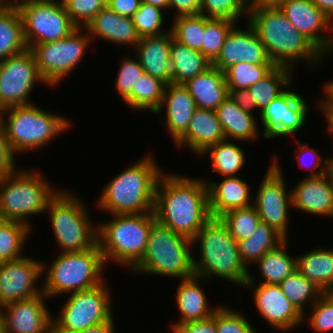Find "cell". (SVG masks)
Wrapping results in <instances>:
<instances>
[{"label": "cell", "mask_w": 333, "mask_h": 333, "mask_svg": "<svg viewBox=\"0 0 333 333\" xmlns=\"http://www.w3.org/2000/svg\"><path fill=\"white\" fill-rule=\"evenodd\" d=\"M197 178L163 171L154 198L156 220L191 240L211 218L207 184Z\"/></svg>", "instance_id": "obj_1"}, {"label": "cell", "mask_w": 333, "mask_h": 333, "mask_svg": "<svg viewBox=\"0 0 333 333\" xmlns=\"http://www.w3.org/2000/svg\"><path fill=\"white\" fill-rule=\"evenodd\" d=\"M246 19L275 66L296 70V63L304 62L310 70H313L312 68L318 67L326 59L301 32L294 28L278 7L266 6L251 0Z\"/></svg>", "instance_id": "obj_2"}, {"label": "cell", "mask_w": 333, "mask_h": 333, "mask_svg": "<svg viewBox=\"0 0 333 333\" xmlns=\"http://www.w3.org/2000/svg\"><path fill=\"white\" fill-rule=\"evenodd\" d=\"M150 154L108 182L96 202L99 211L110 215L153 212L155 188L163 169Z\"/></svg>", "instance_id": "obj_3"}, {"label": "cell", "mask_w": 333, "mask_h": 333, "mask_svg": "<svg viewBox=\"0 0 333 333\" xmlns=\"http://www.w3.org/2000/svg\"><path fill=\"white\" fill-rule=\"evenodd\" d=\"M192 243L193 248L197 245L200 251L199 260L193 256L194 276L206 280L219 277L244 286L250 270L241 261L238 242L220 218L211 217L192 239Z\"/></svg>", "instance_id": "obj_4"}, {"label": "cell", "mask_w": 333, "mask_h": 333, "mask_svg": "<svg viewBox=\"0 0 333 333\" xmlns=\"http://www.w3.org/2000/svg\"><path fill=\"white\" fill-rule=\"evenodd\" d=\"M71 120L38 105L25 104L0 111V123L15 154L34 151L70 130ZM49 142V143H48Z\"/></svg>", "instance_id": "obj_5"}, {"label": "cell", "mask_w": 333, "mask_h": 333, "mask_svg": "<svg viewBox=\"0 0 333 333\" xmlns=\"http://www.w3.org/2000/svg\"><path fill=\"white\" fill-rule=\"evenodd\" d=\"M110 216L112 220L97 225L103 260L106 265L113 261L132 270L144 256L150 228L156 220L154 212Z\"/></svg>", "instance_id": "obj_6"}, {"label": "cell", "mask_w": 333, "mask_h": 333, "mask_svg": "<svg viewBox=\"0 0 333 333\" xmlns=\"http://www.w3.org/2000/svg\"><path fill=\"white\" fill-rule=\"evenodd\" d=\"M57 256L49 266L42 262L45 275L41 286L48 298L90 289L105 280L106 264L98 243L89 250L61 252Z\"/></svg>", "instance_id": "obj_7"}, {"label": "cell", "mask_w": 333, "mask_h": 333, "mask_svg": "<svg viewBox=\"0 0 333 333\" xmlns=\"http://www.w3.org/2000/svg\"><path fill=\"white\" fill-rule=\"evenodd\" d=\"M192 240L173 232L157 220L152 223L146 250L131 270L135 274L189 279L194 276Z\"/></svg>", "instance_id": "obj_8"}, {"label": "cell", "mask_w": 333, "mask_h": 333, "mask_svg": "<svg viewBox=\"0 0 333 333\" xmlns=\"http://www.w3.org/2000/svg\"><path fill=\"white\" fill-rule=\"evenodd\" d=\"M40 171L18 169L0 178V219L19 221L29 227L35 215L46 213L49 201L60 189L52 185Z\"/></svg>", "instance_id": "obj_9"}, {"label": "cell", "mask_w": 333, "mask_h": 333, "mask_svg": "<svg viewBox=\"0 0 333 333\" xmlns=\"http://www.w3.org/2000/svg\"><path fill=\"white\" fill-rule=\"evenodd\" d=\"M83 200L61 189L49 201L46 212L50 220L59 252H82L97 244V225L91 222Z\"/></svg>", "instance_id": "obj_10"}, {"label": "cell", "mask_w": 333, "mask_h": 333, "mask_svg": "<svg viewBox=\"0 0 333 333\" xmlns=\"http://www.w3.org/2000/svg\"><path fill=\"white\" fill-rule=\"evenodd\" d=\"M106 279L98 286L70 293L52 318L54 333H79L114 319L112 295ZM55 319V320H54Z\"/></svg>", "instance_id": "obj_11"}, {"label": "cell", "mask_w": 333, "mask_h": 333, "mask_svg": "<svg viewBox=\"0 0 333 333\" xmlns=\"http://www.w3.org/2000/svg\"><path fill=\"white\" fill-rule=\"evenodd\" d=\"M91 42L85 28H76L65 38L32 46L30 50L45 83L49 87L59 85L81 63Z\"/></svg>", "instance_id": "obj_12"}, {"label": "cell", "mask_w": 333, "mask_h": 333, "mask_svg": "<svg viewBox=\"0 0 333 333\" xmlns=\"http://www.w3.org/2000/svg\"><path fill=\"white\" fill-rule=\"evenodd\" d=\"M17 6L29 49L70 35L78 28L70 19L65 6L54 0H13Z\"/></svg>", "instance_id": "obj_13"}, {"label": "cell", "mask_w": 333, "mask_h": 333, "mask_svg": "<svg viewBox=\"0 0 333 333\" xmlns=\"http://www.w3.org/2000/svg\"><path fill=\"white\" fill-rule=\"evenodd\" d=\"M278 158L275 153L270 159V166L267 168L259 188L255 191L253 206L261 221L266 222L285 239H288V212L290 206L292 207V194L291 190L287 189Z\"/></svg>", "instance_id": "obj_14"}, {"label": "cell", "mask_w": 333, "mask_h": 333, "mask_svg": "<svg viewBox=\"0 0 333 333\" xmlns=\"http://www.w3.org/2000/svg\"><path fill=\"white\" fill-rule=\"evenodd\" d=\"M38 82L47 85L30 49L0 61V111L34 103L30 93Z\"/></svg>", "instance_id": "obj_15"}, {"label": "cell", "mask_w": 333, "mask_h": 333, "mask_svg": "<svg viewBox=\"0 0 333 333\" xmlns=\"http://www.w3.org/2000/svg\"><path fill=\"white\" fill-rule=\"evenodd\" d=\"M292 85L295 84H291L259 115L264 127L262 135L268 140L283 136L296 139L297 132L304 128L309 112V102L298 92L292 91L294 89Z\"/></svg>", "instance_id": "obj_16"}, {"label": "cell", "mask_w": 333, "mask_h": 333, "mask_svg": "<svg viewBox=\"0 0 333 333\" xmlns=\"http://www.w3.org/2000/svg\"><path fill=\"white\" fill-rule=\"evenodd\" d=\"M256 283L251 272L242 288L252 290L256 309L272 329L291 332L304 323L303 315L288 300L279 285Z\"/></svg>", "instance_id": "obj_17"}, {"label": "cell", "mask_w": 333, "mask_h": 333, "mask_svg": "<svg viewBox=\"0 0 333 333\" xmlns=\"http://www.w3.org/2000/svg\"><path fill=\"white\" fill-rule=\"evenodd\" d=\"M42 262L24 256L18 260L0 263V308L20 300L32 298L43 293L41 280Z\"/></svg>", "instance_id": "obj_18"}, {"label": "cell", "mask_w": 333, "mask_h": 333, "mask_svg": "<svg viewBox=\"0 0 333 333\" xmlns=\"http://www.w3.org/2000/svg\"><path fill=\"white\" fill-rule=\"evenodd\" d=\"M278 8L325 58L333 54V35L329 33L333 31V22L311 0H287ZM321 32H326L327 36Z\"/></svg>", "instance_id": "obj_19"}, {"label": "cell", "mask_w": 333, "mask_h": 333, "mask_svg": "<svg viewBox=\"0 0 333 333\" xmlns=\"http://www.w3.org/2000/svg\"><path fill=\"white\" fill-rule=\"evenodd\" d=\"M49 298L42 293L29 299L11 302L0 308L6 333H49L53 315L48 310ZM47 305V306H46Z\"/></svg>", "instance_id": "obj_20"}, {"label": "cell", "mask_w": 333, "mask_h": 333, "mask_svg": "<svg viewBox=\"0 0 333 333\" xmlns=\"http://www.w3.org/2000/svg\"><path fill=\"white\" fill-rule=\"evenodd\" d=\"M241 29L236 25L227 34L224 45L217 58L212 62L221 71L233 64L247 62L253 64H273L260 38L253 28L245 22Z\"/></svg>", "instance_id": "obj_21"}, {"label": "cell", "mask_w": 333, "mask_h": 333, "mask_svg": "<svg viewBox=\"0 0 333 333\" xmlns=\"http://www.w3.org/2000/svg\"><path fill=\"white\" fill-rule=\"evenodd\" d=\"M164 107L166 114L159 123L165 125L175 143L186 132L197 107L187 88L174 83L165 86L161 105L154 114H162Z\"/></svg>", "instance_id": "obj_22"}, {"label": "cell", "mask_w": 333, "mask_h": 333, "mask_svg": "<svg viewBox=\"0 0 333 333\" xmlns=\"http://www.w3.org/2000/svg\"><path fill=\"white\" fill-rule=\"evenodd\" d=\"M299 181L291 189V208L314 216L333 217V188L327 175L306 176Z\"/></svg>", "instance_id": "obj_23"}, {"label": "cell", "mask_w": 333, "mask_h": 333, "mask_svg": "<svg viewBox=\"0 0 333 333\" xmlns=\"http://www.w3.org/2000/svg\"><path fill=\"white\" fill-rule=\"evenodd\" d=\"M173 39L171 30L161 35L142 37L133 49L145 73L172 83L170 45Z\"/></svg>", "instance_id": "obj_24"}, {"label": "cell", "mask_w": 333, "mask_h": 333, "mask_svg": "<svg viewBox=\"0 0 333 333\" xmlns=\"http://www.w3.org/2000/svg\"><path fill=\"white\" fill-rule=\"evenodd\" d=\"M225 134L215 110L197 108L186 132L174 143L177 148L187 146L200 156L209 146L225 140Z\"/></svg>", "instance_id": "obj_25"}, {"label": "cell", "mask_w": 333, "mask_h": 333, "mask_svg": "<svg viewBox=\"0 0 333 333\" xmlns=\"http://www.w3.org/2000/svg\"><path fill=\"white\" fill-rule=\"evenodd\" d=\"M208 187L210 216L219 218L224 213L253 205L248 183L238 176L224 177L218 183L204 180Z\"/></svg>", "instance_id": "obj_26"}, {"label": "cell", "mask_w": 333, "mask_h": 333, "mask_svg": "<svg viewBox=\"0 0 333 333\" xmlns=\"http://www.w3.org/2000/svg\"><path fill=\"white\" fill-rule=\"evenodd\" d=\"M91 40L96 37L107 42L135 48L140 40L131 17L122 16L107 5L85 27Z\"/></svg>", "instance_id": "obj_27"}, {"label": "cell", "mask_w": 333, "mask_h": 333, "mask_svg": "<svg viewBox=\"0 0 333 333\" xmlns=\"http://www.w3.org/2000/svg\"><path fill=\"white\" fill-rule=\"evenodd\" d=\"M203 283H207L206 279L197 276L180 280L177 291H175V301L180 316L179 320L174 321L173 324L204 320L213 315L218 306L209 305L206 291L202 287Z\"/></svg>", "instance_id": "obj_28"}, {"label": "cell", "mask_w": 333, "mask_h": 333, "mask_svg": "<svg viewBox=\"0 0 333 333\" xmlns=\"http://www.w3.org/2000/svg\"><path fill=\"white\" fill-rule=\"evenodd\" d=\"M183 85L199 109L215 110L229 96L224 72L213 65Z\"/></svg>", "instance_id": "obj_29"}, {"label": "cell", "mask_w": 333, "mask_h": 333, "mask_svg": "<svg viewBox=\"0 0 333 333\" xmlns=\"http://www.w3.org/2000/svg\"><path fill=\"white\" fill-rule=\"evenodd\" d=\"M215 112L227 140L249 142L259 137V125L255 115L241 109L229 96Z\"/></svg>", "instance_id": "obj_30"}, {"label": "cell", "mask_w": 333, "mask_h": 333, "mask_svg": "<svg viewBox=\"0 0 333 333\" xmlns=\"http://www.w3.org/2000/svg\"><path fill=\"white\" fill-rule=\"evenodd\" d=\"M29 49L24 23L13 1L0 8V61Z\"/></svg>", "instance_id": "obj_31"}, {"label": "cell", "mask_w": 333, "mask_h": 333, "mask_svg": "<svg viewBox=\"0 0 333 333\" xmlns=\"http://www.w3.org/2000/svg\"><path fill=\"white\" fill-rule=\"evenodd\" d=\"M297 270L324 293L333 292V249L316 248L298 254Z\"/></svg>", "instance_id": "obj_32"}, {"label": "cell", "mask_w": 333, "mask_h": 333, "mask_svg": "<svg viewBox=\"0 0 333 333\" xmlns=\"http://www.w3.org/2000/svg\"><path fill=\"white\" fill-rule=\"evenodd\" d=\"M172 83L185 84L203 73L212 63L198 50H193L172 39L170 45Z\"/></svg>", "instance_id": "obj_33"}, {"label": "cell", "mask_w": 333, "mask_h": 333, "mask_svg": "<svg viewBox=\"0 0 333 333\" xmlns=\"http://www.w3.org/2000/svg\"><path fill=\"white\" fill-rule=\"evenodd\" d=\"M288 239L275 249L265 253L256 263L262 284L279 285L285 278L297 270V258L288 253Z\"/></svg>", "instance_id": "obj_34"}, {"label": "cell", "mask_w": 333, "mask_h": 333, "mask_svg": "<svg viewBox=\"0 0 333 333\" xmlns=\"http://www.w3.org/2000/svg\"><path fill=\"white\" fill-rule=\"evenodd\" d=\"M293 71L285 66H275L265 77L248 88L253 103H256L257 110L259 108V115L294 82Z\"/></svg>", "instance_id": "obj_35"}, {"label": "cell", "mask_w": 333, "mask_h": 333, "mask_svg": "<svg viewBox=\"0 0 333 333\" xmlns=\"http://www.w3.org/2000/svg\"><path fill=\"white\" fill-rule=\"evenodd\" d=\"M285 238L266 222L260 221L251 237L238 241L239 254L247 269L260 258L275 249Z\"/></svg>", "instance_id": "obj_36"}, {"label": "cell", "mask_w": 333, "mask_h": 333, "mask_svg": "<svg viewBox=\"0 0 333 333\" xmlns=\"http://www.w3.org/2000/svg\"><path fill=\"white\" fill-rule=\"evenodd\" d=\"M233 140H223L209 146L199 157L210 156L212 164L211 173H218L223 177L237 176L245 166L246 155L240 145L233 143Z\"/></svg>", "instance_id": "obj_37"}, {"label": "cell", "mask_w": 333, "mask_h": 333, "mask_svg": "<svg viewBox=\"0 0 333 333\" xmlns=\"http://www.w3.org/2000/svg\"><path fill=\"white\" fill-rule=\"evenodd\" d=\"M165 86L163 81L144 72L137 80L135 87H132L131 94L124 103L131 110H137V112L148 110L154 114L161 105Z\"/></svg>", "instance_id": "obj_38"}, {"label": "cell", "mask_w": 333, "mask_h": 333, "mask_svg": "<svg viewBox=\"0 0 333 333\" xmlns=\"http://www.w3.org/2000/svg\"><path fill=\"white\" fill-rule=\"evenodd\" d=\"M33 226L19 221L0 219V263L18 260L24 257V250Z\"/></svg>", "instance_id": "obj_39"}, {"label": "cell", "mask_w": 333, "mask_h": 333, "mask_svg": "<svg viewBox=\"0 0 333 333\" xmlns=\"http://www.w3.org/2000/svg\"><path fill=\"white\" fill-rule=\"evenodd\" d=\"M279 287L303 316L307 314L305 313V307L307 305V307H311L324 294L321 289L304 277L298 270L285 278L279 284Z\"/></svg>", "instance_id": "obj_40"}, {"label": "cell", "mask_w": 333, "mask_h": 333, "mask_svg": "<svg viewBox=\"0 0 333 333\" xmlns=\"http://www.w3.org/2000/svg\"><path fill=\"white\" fill-rule=\"evenodd\" d=\"M173 39L193 50L201 52L203 34L205 33V16L202 14L183 15L172 19Z\"/></svg>", "instance_id": "obj_41"}, {"label": "cell", "mask_w": 333, "mask_h": 333, "mask_svg": "<svg viewBox=\"0 0 333 333\" xmlns=\"http://www.w3.org/2000/svg\"><path fill=\"white\" fill-rule=\"evenodd\" d=\"M274 67V64L241 62L231 65L223 72L228 89H248L265 77Z\"/></svg>", "instance_id": "obj_42"}, {"label": "cell", "mask_w": 333, "mask_h": 333, "mask_svg": "<svg viewBox=\"0 0 333 333\" xmlns=\"http://www.w3.org/2000/svg\"><path fill=\"white\" fill-rule=\"evenodd\" d=\"M219 218L226 225L228 232L237 242L251 237L261 221L253 205L246 208L230 210Z\"/></svg>", "instance_id": "obj_43"}, {"label": "cell", "mask_w": 333, "mask_h": 333, "mask_svg": "<svg viewBox=\"0 0 333 333\" xmlns=\"http://www.w3.org/2000/svg\"><path fill=\"white\" fill-rule=\"evenodd\" d=\"M237 22L205 17V33L201 53L212 63L220 53L225 38Z\"/></svg>", "instance_id": "obj_44"}, {"label": "cell", "mask_w": 333, "mask_h": 333, "mask_svg": "<svg viewBox=\"0 0 333 333\" xmlns=\"http://www.w3.org/2000/svg\"><path fill=\"white\" fill-rule=\"evenodd\" d=\"M164 18L161 8L144 2H140L139 9L131 16L140 38L161 35L170 31V29L162 28Z\"/></svg>", "instance_id": "obj_45"}, {"label": "cell", "mask_w": 333, "mask_h": 333, "mask_svg": "<svg viewBox=\"0 0 333 333\" xmlns=\"http://www.w3.org/2000/svg\"><path fill=\"white\" fill-rule=\"evenodd\" d=\"M250 2L251 0H201L200 14L207 18L238 22L241 17L248 15Z\"/></svg>", "instance_id": "obj_46"}, {"label": "cell", "mask_w": 333, "mask_h": 333, "mask_svg": "<svg viewBox=\"0 0 333 333\" xmlns=\"http://www.w3.org/2000/svg\"><path fill=\"white\" fill-rule=\"evenodd\" d=\"M310 308L303 322L308 320L311 330L317 333L333 332V292L324 293Z\"/></svg>", "instance_id": "obj_47"}, {"label": "cell", "mask_w": 333, "mask_h": 333, "mask_svg": "<svg viewBox=\"0 0 333 333\" xmlns=\"http://www.w3.org/2000/svg\"><path fill=\"white\" fill-rule=\"evenodd\" d=\"M243 313L219 305L216 309L217 333H257Z\"/></svg>", "instance_id": "obj_48"}, {"label": "cell", "mask_w": 333, "mask_h": 333, "mask_svg": "<svg viewBox=\"0 0 333 333\" xmlns=\"http://www.w3.org/2000/svg\"><path fill=\"white\" fill-rule=\"evenodd\" d=\"M125 57L120 62L121 64L114 84L116 91L121 95L123 101L131 94L132 87H135L137 80L144 73L143 67L136 56L134 58Z\"/></svg>", "instance_id": "obj_49"}, {"label": "cell", "mask_w": 333, "mask_h": 333, "mask_svg": "<svg viewBox=\"0 0 333 333\" xmlns=\"http://www.w3.org/2000/svg\"><path fill=\"white\" fill-rule=\"evenodd\" d=\"M106 3L107 0H70L64 6L71 21L78 28H85Z\"/></svg>", "instance_id": "obj_50"}, {"label": "cell", "mask_w": 333, "mask_h": 333, "mask_svg": "<svg viewBox=\"0 0 333 333\" xmlns=\"http://www.w3.org/2000/svg\"><path fill=\"white\" fill-rule=\"evenodd\" d=\"M296 143H297V145H298V153L296 152L295 154L297 155L296 157H297V159H298V162H299V166L303 169V168H307L308 170H310V173L307 175V176H310V177H312V176H321V175H323V174H325L326 173V159L324 160L323 158H322V156L319 154V152H318V150L317 149H315V148H310V146H309V144H307V143H302L301 142V140H298V139H296ZM306 155H308V157H309V154H311L310 155V157H312V160L311 161H313L311 164H307V163H305L303 160L305 159V158H303V155H304V157H306L305 156V154ZM303 158V159H302ZM309 161V160H308ZM324 164V165H323ZM319 170V171H318Z\"/></svg>", "instance_id": "obj_51"}, {"label": "cell", "mask_w": 333, "mask_h": 333, "mask_svg": "<svg viewBox=\"0 0 333 333\" xmlns=\"http://www.w3.org/2000/svg\"><path fill=\"white\" fill-rule=\"evenodd\" d=\"M15 153L0 123V178L16 172Z\"/></svg>", "instance_id": "obj_52"}, {"label": "cell", "mask_w": 333, "mask_h": 333, "mask_svg": "<svg viewBox=\"0 0 333 333\" xmlns=\"http://www.w3.org/2000/svg\"><path fill=\"white\" fill-rule=\"evenodd\" d=\"M169 326L172 333H217L216 310L207 319L189 321L182 324H171Z\"/></svg>", "instance_id": "obj_53"}, {"label": "cell", "mask_w": 333, "mask_h": 333, "mask_svg": "<svg viewBox=\"0 0 333 333\" xmlns=\"http://www.w3.org/2000/svg\"><path fill=\"white\" fill-rule=\"evenodd\" d=\"M175 9L174 18L183 15H195L200 13L201 0H169V10Z\"/></svg>", "instance_id": "obj_54"}, {"label": "cell", "mask_w": 333, "mask_h": 333, "mask_svg": "<svg viewBox=\"0 0 333 333\" xmlns=\"http://www.w3.org/2000/svg\"><path fill=\"white\" fill-rule=\"evenodd\" d=\"M229 97L232 99L241 109L244 111L254 114L257 109L256 103H253V98L248 89H228Z\"/></svg>", "instance_id": "obj_55"}, {"label": "cell", "mask_w": 333, "mask_h": 333, "mask_svg": "<svg viewBox=\"0 0 333 333\" xmlns=\"http://www.w3.org/2000/svg\"><path fill=\"white\" fill-rule=\"evenodd\" d=\"M141 0H107L106 5L122 16L131 17L139 9Z\"/></svg>", "instance_id": "obj_56"}, {"label": "cell", "mask_w": 333, "mask_h": 333, "mask_svg": "<svg viewBox=\"0 0 333 333\" xmlns=\"http://www.w3.org/2000/svg\"><path fill=\"white\" fill-rule=\"evenodd\" d=\"M322 88L325 97H320L317 108H319V111L322 112L320 114H333V80H329L328 82L326 81Z\"/></svg>", "instance_id": "obj_57"}, {"label": "cell", "mask_w": 333, "mask_h": 333, "mask_svg": "<svg viewBox=\"0 0 333 333\" xmlns=\"http://www.w3.org/2000/svg\"><path fill=\"white\" fill-rule=\"evenodd\" d=\"M115 323L114 320L106 321L104 323H101L99 325L89 327L82 332L79 333H115Z\"/></svg>", "instance_id": "obj_58"}, {"label": "cell", "mask_w": 333, "mask_h": 333, "mask_svg": "<svg viewBox=\"0 0 333 333\" xmlns=\"http://www.w3.org/2000/svg\"><path fill=\"white\" fill-rule=\"evenodd\" d=\"M333 22V0H311Z\"/></svg>", "instance_id": "obj_59"}, {"label": "cell", "mask_w": 333, "mask_h": 333, "mask_svg": "<svg viewBox=\"0 0 333 333\" xmlns=\"http://www.w3.org/2000/svg\"><path fill=\"white\" fill-rule=\"evenodd\" d=\"M141 2L157 6L162 10H169V0H141Z\"/></svg>", "instance_id": "obj_60"}, {"label": "cell", "mask_w": 333, "mask_h": 333, "mask_svg": "<svg viewBox=\"0 0 333 333\" xmlns=\"http://www.w3.org/2000/svg\"><path fill=\"white\" fill-rule=\"evenodd\" d=\"M326 175L330 181V184L333 188V153L332 157L326 158Z\"/></svg>", "instance_id": "obj_61"}, {"label": "cell", "mask_w": 333, "mask_h": 333, "mask_svg": "<svg viewBox=\"0 0 333 333\" xmlns=\"http://www.w3.org/2000/svg\"><path fill=\"white\" fill-rule=\"evenodd\" d=\"M256 1L266 6L278 7L280 4H282L287 0H256Z\"/></svg>", "instance_id": "obj_62"}, {"label": "cell", "mask_w": 333, "mask_h": 333, "mask_svg": "<svg viewBox=\"0 0 333 333\" xmlns=\"http://www.w3.org/2000/svg\"><path fill=\"white\" fill-rule=\"evenodd\" d=\"M323 116L325 117V122L327 123V126L329 128L327 131H329L328 133L333 138V114H323Z\"/></svg>", "instance_id": "obj_63"}, {"label": "cell", "mask_w": 333, "mask_h": 333, "mask_svg": "<svg viewBox=\"0 0 333 333\" xmlns=\"http://www.w3.org/2000/svg\"><path fill=\"white\" fill-rule=\"evenodd\" d=\"M0 333H6L5 328H4V323H3L1 316H0Z\"/></svg>", "instance_id": "obj_64"}, {"label": "cell", "mask_w": 333, "mask_h": 333, "mask_svg": "<svg viewBox=\"0 0 333 333\" xmlns=\"http://www.w3.org/2000/svg\"><path fill=\"white\" fill-rule=\"evenodd\" d=\"M54 1H56V2H58L59 4H61V5H65L68 1H70V0H54Z\"/></svg>", "instance_id": "obj_65"}, {"label": "cell", "mask_w": 333, "mask_h": 333, "mask_svg": "<svg viewBox=\"0 0 333 333\" xmlns=\"http://www.w3.org/2000/svg\"><path fill=\"white\" fill-rule=\"evenodd\" d=\"M10 0H0V8L5 6Z\"/></svg>", "instance_id": "obj_66"}]
</instances>
